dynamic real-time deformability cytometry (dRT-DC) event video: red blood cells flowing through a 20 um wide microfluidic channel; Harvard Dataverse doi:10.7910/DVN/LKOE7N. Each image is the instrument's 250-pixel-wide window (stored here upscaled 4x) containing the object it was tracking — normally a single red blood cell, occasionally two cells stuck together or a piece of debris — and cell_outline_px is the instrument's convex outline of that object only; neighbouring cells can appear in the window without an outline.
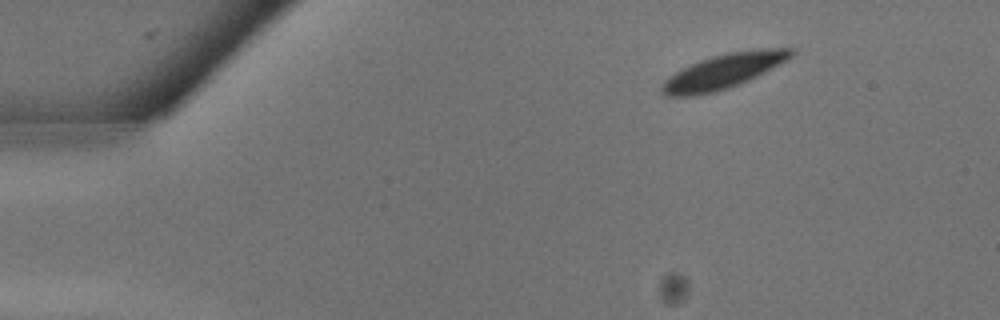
{"species": "common noctule bat (a hibernating species)", "species_latin": "Nyctalus noctula", "temperature_condition": "warm", "stored_images_in_passage": 8, "camera_frame_rate_fps": 3000, "um_per_image_px": 0.085, "animal": {"sex": "male", "body_mass_g": 13.3}, "frame": {"image": 1, "passage_image": 3, "time_ms": 0.667, "image_size_px": [1000, 320], "cell_outline_px": [[796, 52], [788, 60], [748, 80], [728, 88], [712, 92], [692, 96], [664, 96], [660, 92], [660, 84], [668, 76], [700, 60], [712, 56], [728, 52], [760, 48], [796, 48]], "centroid_in_image_um": [61.49, 6.05], "position_along_channel_um": 23.5, "area_um2": 26.07}}